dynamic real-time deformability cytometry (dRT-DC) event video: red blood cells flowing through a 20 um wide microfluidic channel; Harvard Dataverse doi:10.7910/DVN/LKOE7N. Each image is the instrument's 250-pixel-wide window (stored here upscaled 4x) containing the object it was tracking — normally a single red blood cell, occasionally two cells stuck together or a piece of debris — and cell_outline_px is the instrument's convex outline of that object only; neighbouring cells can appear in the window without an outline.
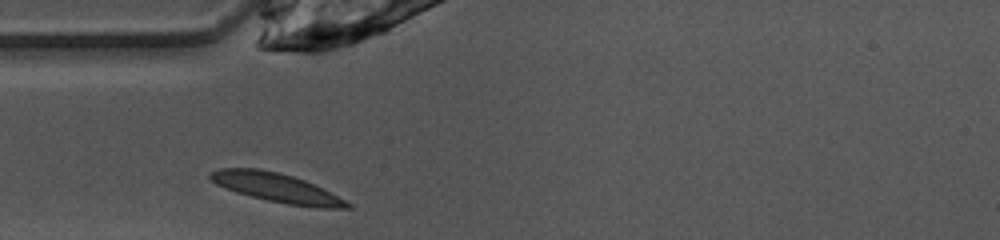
{"species": "common noctule bat (a hibernating species)", "species_latin": "Nyctalus noctula", "temperature_condition": "warm", "stored_images_in_passage": 25, "camera_frame_rate_fps": 3000, "um_per_image_px": 0.085, "animal": {"sex": "female", "body_mass_g": 10.0, "forearm_length_mm": 53.1}, "frame": {"image": 1, "passage_image": 1, "time_ms": 0.0, "image_size_px": [1000, 240], "cell_outline_px": [[352, 208], [324, 208], [288, 204], [268, 200], [236, 192], [216, 184], [208, 176], [208, 172], [220, 168], [260, 168], [292, 176], [304, 180], [352, 204]], "centroid_in_image_um": [23.44, 15.94], "position_along_channel_um": 61.6, "area_um2": 22.66}}
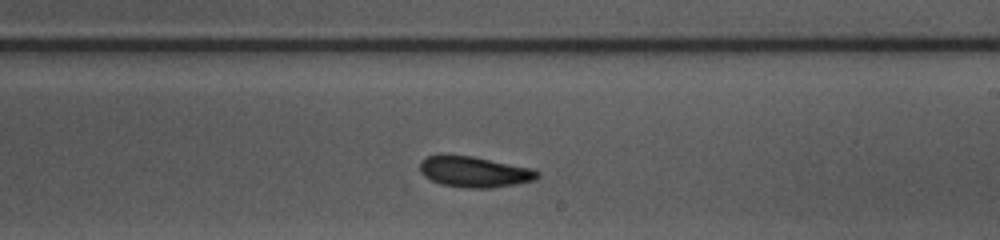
{"frame": {"image": 2, "passage_image": 15, "time_ms": 4.667, "image_size_px": [1000, 240], "cell_outline_px": [[540, 176], [536, 180], [516, 184], [492, 188], [468, 188], [440, 184], [424, 176], [420, 172], [420, 160], [428, 156], [440, 152], [444, 152], [472, 156], [532, 168], [540, 172]], "centroid_in_image_um": [40.29, 14.57], "position_along_channel_um": 248.7, "area_um2": 21.68}}
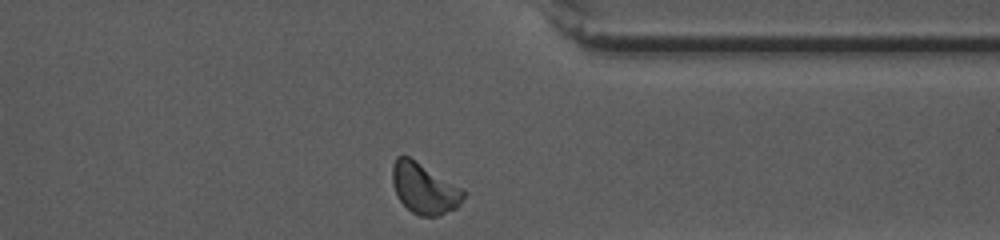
{"frame": {"image": 3, "passage_image": 25, "time_ms": 8.0, "image_size_px": [1000, 240], "cell_outline_px": [[464, 196], [460, 204], [456, 208], [440, 216], [416, 216], [400, 200], [396, 192], [392, 180], [392, 164], [396, 156], [408, 156], [464, 188]], "centroid_in_image_um": [36.08, 16.02], "position_along_channel_um": 375.3, "area_um2": 21.04}}